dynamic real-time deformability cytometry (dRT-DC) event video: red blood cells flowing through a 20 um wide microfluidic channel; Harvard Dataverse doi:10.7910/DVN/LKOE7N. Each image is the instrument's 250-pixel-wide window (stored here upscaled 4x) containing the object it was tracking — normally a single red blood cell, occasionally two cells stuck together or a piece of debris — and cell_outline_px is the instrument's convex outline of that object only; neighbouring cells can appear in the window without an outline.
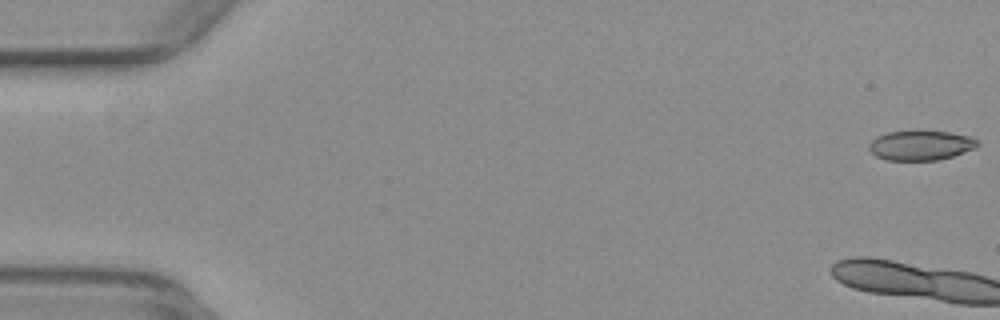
{"species": "common noctule bat (a hibernating species)", "species_latin": "Nyctalus noctula", "temperature_condition": "warm", "stored_images_in_passage": 13, "camera_frame_rate_fps": 3000, "um_per_image_px": 0.085, "animal": {"sex": "female", "body_mass_g": 29.2, "forearm_length_mm": 56.3}, "frame": {"image": 1, "passage_image": 1, "time_ms": 0.0, "image_size_px": [1000, 320], "cell_outline_px": [[976, 148], [952, 156], [936, 160], [888, 160], [876, 156], [868, 148], [868, 144], [876, 136], [888, 132], [920, 128], [948, 132], [972, 136], [976, 140]], "centroid_in_image_um": [78.23, 12.31], "position_along_channel_um": 6.8, "area_um2": 19.31}}